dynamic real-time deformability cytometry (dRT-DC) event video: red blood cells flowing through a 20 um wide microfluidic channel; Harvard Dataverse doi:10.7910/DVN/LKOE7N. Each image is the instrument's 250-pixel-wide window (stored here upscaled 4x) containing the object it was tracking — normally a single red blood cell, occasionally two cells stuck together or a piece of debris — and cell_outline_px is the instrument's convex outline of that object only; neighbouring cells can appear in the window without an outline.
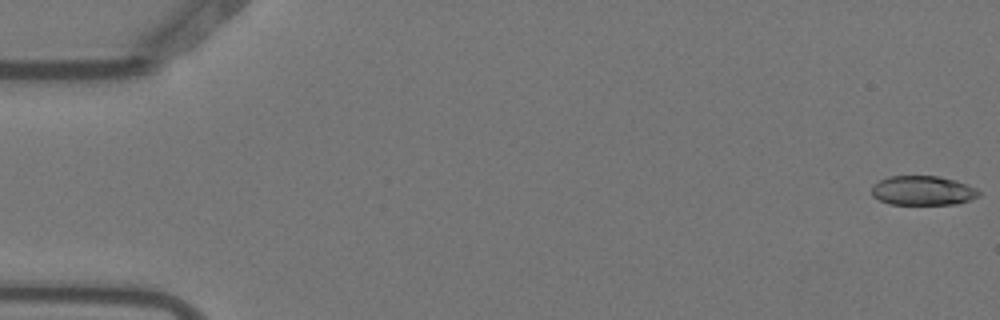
{"species": "Egyptian fruit bat (a non-hibernating species)", "species_latin": "Rousettus aegyptiacus", "temperature_condition": "warm", "stored_images_in_passage": 4, "camera_frame_rate_fps": 3000, "um_per_image_px": 0.085, "animal": {"sex": "female"}, "frame": {"image": 1, "passage_image": 1, "time_ms": 0.0, "image_size_px": [1000, 320], "cell_outline_px": [[980, 196], [972, 200], [956, 204], [888, 204], [872, 196], [872, 184], [888, 176], [940, 176], [956, 180], [976, 188], [980, 192]], "centroid_in_image_um": [78.45, 16.2], "position_along_channel_um": 6.6, "area_um2": 18.55}}
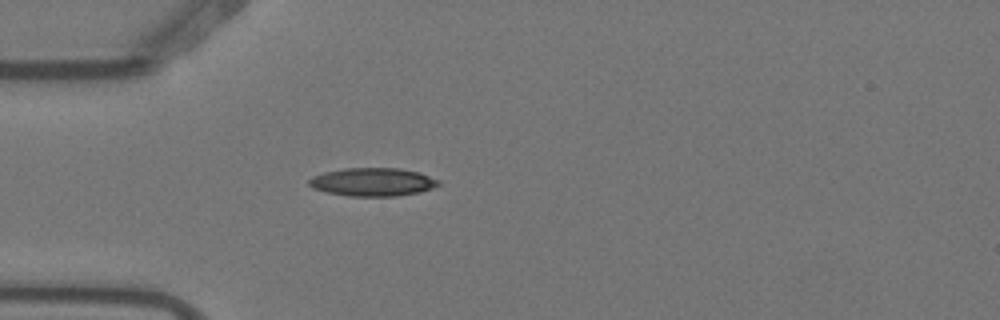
{"frame": {"image": 2, "passage_image": 4, "time_ms": 1.0, "image_size_px": [1000, 320], "cell_outline_px": [[440, 184], [432, 188], [420, 192], [396, 196], [348, 196], [328, 192], [312, 188], [308, 184], [308, 180], [312, 176], [324, 172], [344, 168], [400, 168], [420, 172], [440, 180]], "centroid_in_image_um": [31.69, 15.46], "position_along_channel_um": 53.3, "area_um2": 21.44}}